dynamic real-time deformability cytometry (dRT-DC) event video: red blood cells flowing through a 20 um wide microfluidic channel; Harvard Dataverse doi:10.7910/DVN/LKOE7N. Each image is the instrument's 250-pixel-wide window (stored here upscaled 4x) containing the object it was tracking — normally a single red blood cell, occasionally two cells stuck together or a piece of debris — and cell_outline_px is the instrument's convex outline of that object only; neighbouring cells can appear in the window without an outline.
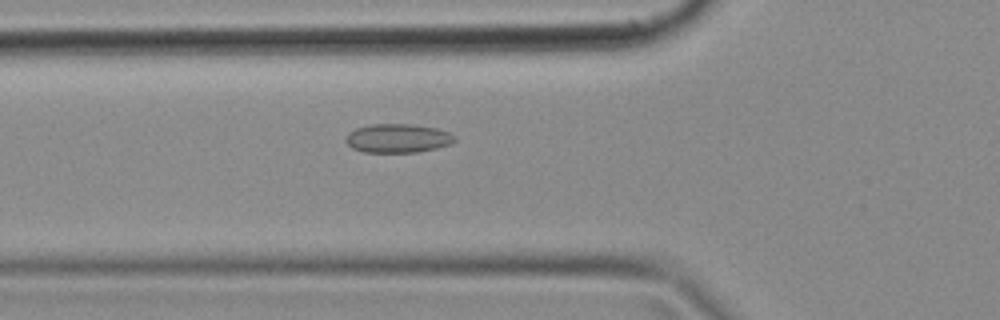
{"species": "common noctule bat (a hibernating species)", "species_latin": "Nyctalus noctula", "temperature_condition": "cold", "stored_images_in_passage": 46, "camera_frame_rate_fps": 3000, "um_per_image_px": 0.085, "animal": {"sex": "female", "body_mass_g": 18.4}, "frame": {"image": 1, "passage_image": 14, "time_ms": 4.333, "image_size_px": [1000, 320], "cell_outline_px": [[456, 140], [452, 144], [436, 148], [416, 152], [364, 152], [352, 148], [344, 140], [344, 136], [348, 132], [356, 128], [372, 124], [412, 124], [436, 128], [448, 132], [456, 136]], "centroid_in_image_um": [33.8, 11.75], "position_along_channel_um": 92.0, "area_um2": 18.44}}
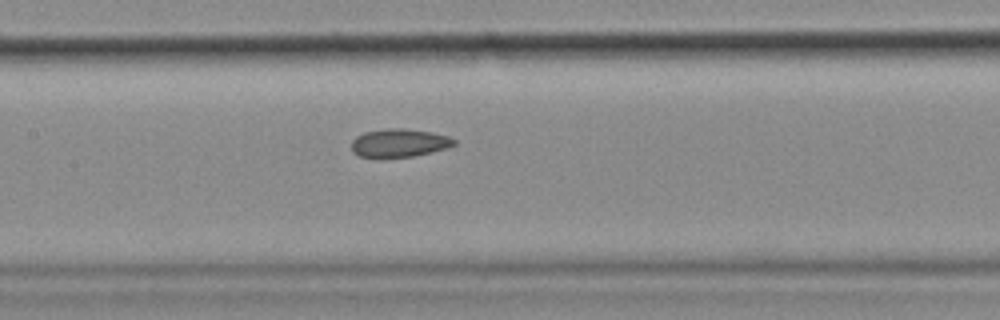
{"frame": {"image": 2, "passage_image": 20, "time_ms": 6.333, "image_size_px": [1000, 320], "cell_outline_px": [[456, 144], [448, 148], [432, 152], [412, 156], [360, 156], [352, 152], [352, 140], [356, 136], [364, 132], [388, 128], [404, 128], [432, 132], [448, 136], [456, 140]], "centroid_in_image_um": [33.96, 12.12], "position_along_channel_um": 173.4, "area_um2": 16.7}}
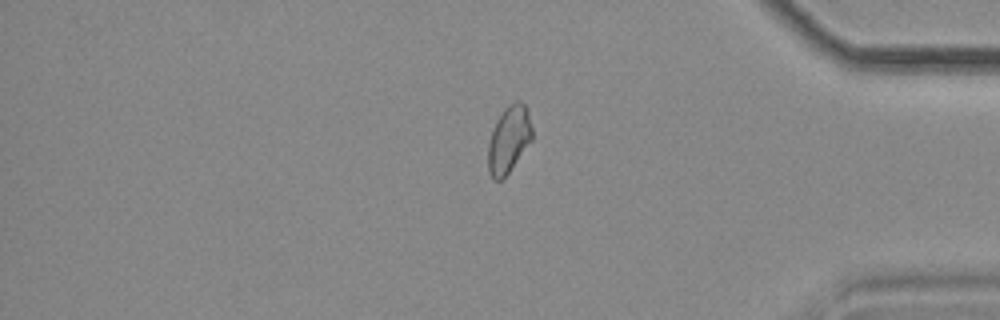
{"frame": {"image": 3, "passage_image": 38, "time_ms": 12.333, "image_size_px": [1000, 320], "cell_outline_px": [[532, 140], [508, 172], [500, 180], [492, 180], [488, 172], [488, 144], [496, 120], [504, 108], [508, 104], [516, 100], [520, 100], [528, 108], [532, 128]], "centroid_in_image_um": [43.25, 11.81], "position_along_channel_um": 391.9, "area_um2": 17.22}}